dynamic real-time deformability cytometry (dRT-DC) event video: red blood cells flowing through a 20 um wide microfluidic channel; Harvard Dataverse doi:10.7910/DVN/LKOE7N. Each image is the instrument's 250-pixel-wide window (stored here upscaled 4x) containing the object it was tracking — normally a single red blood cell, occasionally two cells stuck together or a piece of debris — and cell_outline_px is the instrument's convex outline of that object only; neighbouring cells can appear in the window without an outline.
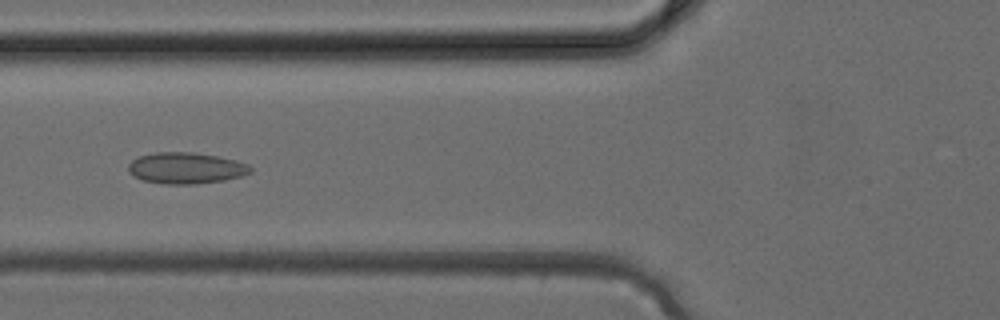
{"species": "common noctule bat (a hibernating species)", "species_latin": "Nyctalus noctula", "temperature_condition": "cold", "stored_images_in_passage": 37, "camera_frame_rate_fps": 3000, "um_per_image_px": 0.085, "animal": {"sex": "female", "body_mass_g": 24.6, "forearm_length_mm": 56.2}, "frame": {"image": 1, "passage_image": 14, "time_ms": 4.333, "image_size_px": [1000, 320], "cell_outline_px": [[252, 172], [240, 176], [224, 180], [196, 184], [164, 184], [144, 180], [128, 172], [128, 164], [132, 160], [140, 156], [156, 152], [192, 152], [216, 156], [236, 160], [248, 164], [252, 168]], "centroid_in_image_um": [15.81, 14.28], "position_along_channel_um": 110.0, "area_um2": 22.14}}
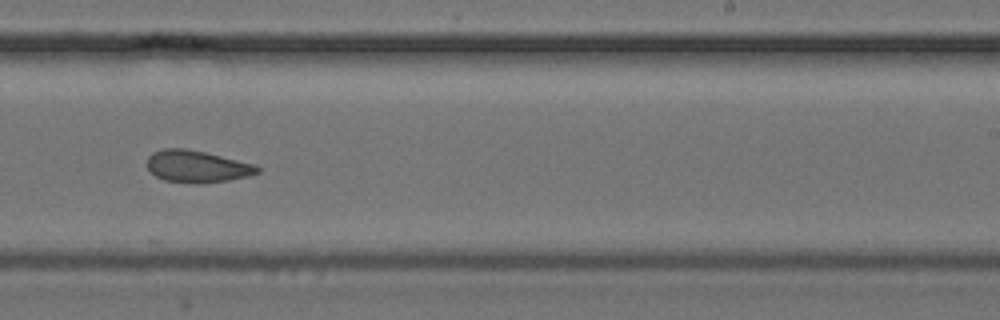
{"frame": {"image": 2, "passage_image": 23, "time_ms": 7.333, "image_size_px": [1000, 320], "cell_outline_px": [[260, 172], [248, 176], [228, 180], [200, 184], [196, 184], [164, 180], [156, 176], [148, 168], [148, 156], [152, 152], [164, 148], [184, 148], [204, 152], [256, 164], [260, 168]], "centroid_in_image_um": [16.76, 14.15], "position_along_channel_um": 272.2, "area_um2": 20.58}}
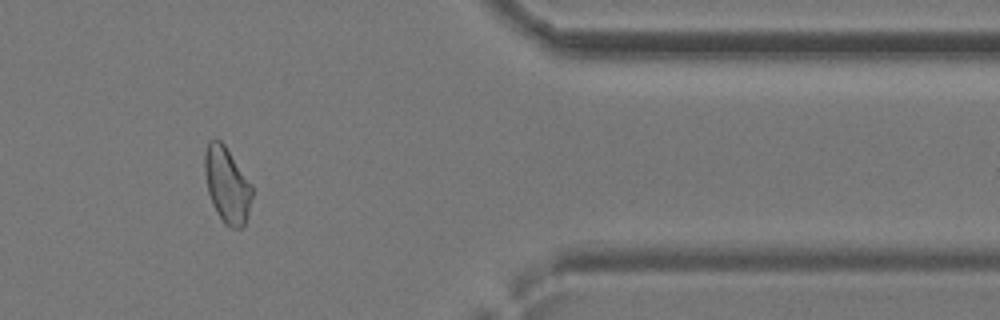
{"frame": {"image": 3, "passage_image": 31, "time_ms": 10.0, "image_size_px": [1000, 320], "cell_outline_px": [[252, 196], [248, 216], [244, 224], [240, 228], [232, 228], [224, 224], [216, 212], [212, 204], [208, 192], [204, 172], [204, 152], [208, 140], [220, 140], [224, 144], [252, 184]], "centroid_in_image_um": [19.28, 15.72], "position_along_channel_um": 392.1, "area_um2": 21.04}}